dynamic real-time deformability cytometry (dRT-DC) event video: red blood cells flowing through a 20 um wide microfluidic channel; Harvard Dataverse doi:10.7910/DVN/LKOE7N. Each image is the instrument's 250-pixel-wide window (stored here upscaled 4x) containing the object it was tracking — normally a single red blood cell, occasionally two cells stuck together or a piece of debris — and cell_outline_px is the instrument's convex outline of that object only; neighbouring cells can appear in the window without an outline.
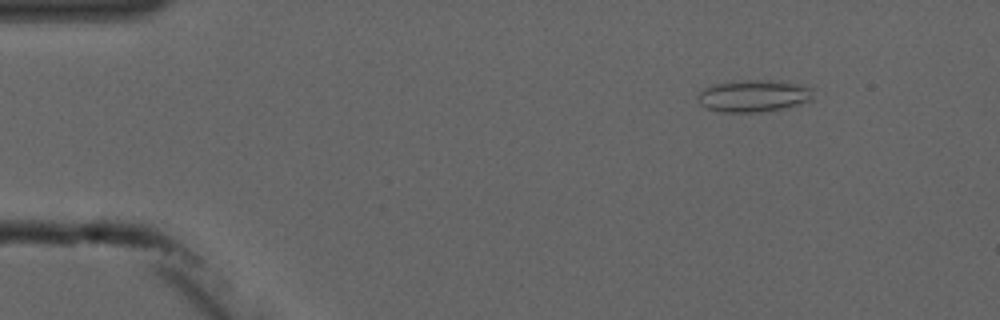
{"species": "common noctule bat (a hibernating species)", "species_latin": "Nyctalus noctula", "temperature_condition": "cold", "stored_images_in_passage": 8, "camera_frame_rate_fps": 3000, "um_per_image_px": 0.085, "animal": {"sex": "male", "forearm_length_mm": 52.5}, "frame": {"image": 1, "passage_image": 2, "time_ms": 1.333, "image_size_px": [1000, 320], "cell_outline_px": [[816, 88], [812, 100], [788, 108], [760, 112], [720, 112], [708, 108], [700, 104], [696, 96], [704, 88], [716, 84], [732, 80], [776, 80]], "centroid_in_image_um": [64.11, 8.15], "position_along_channel_um": 20.9, "area_um2": 21.96}}
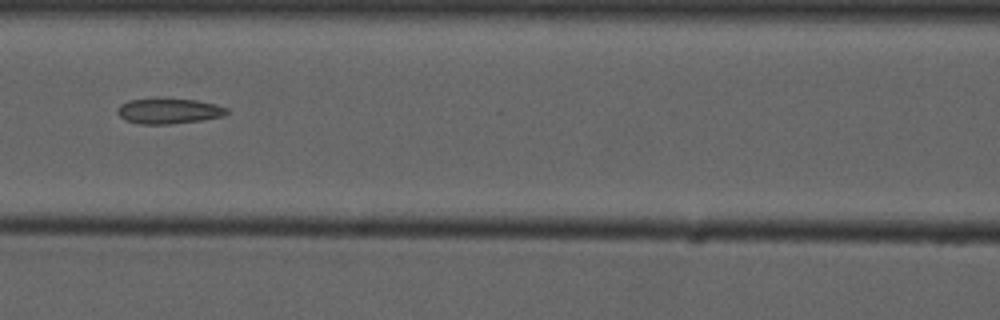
{"frame": {"image": 2, "passage_image": 6, "time_ms": 7.0, "image_size_px": [1000, 320], "cell_outline_px": [[228, 112], [224, 116], [200, 120], [172, 124], [140, 124], [124, 120], [116, 112], [116, 108], [120, 104], [128, 100], [196, 100], [216, 104], [228, 108]], "centroid_in_image_um": [14.33, 9.46], "position_along_channel_um": 152.3, "area_um2": 15.9}}
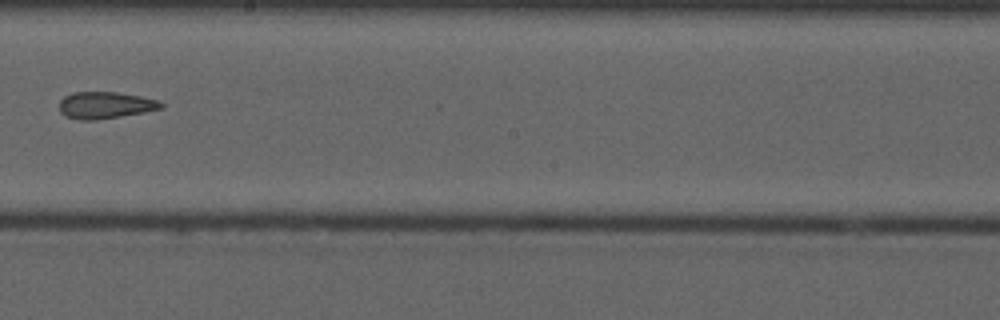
{"frame": {"image": 3, "passage_image": 8, "time_ms": 9.333, "image_size_px": [1000, 320], "cell_outline_px": [[164, 108], [144, 112], [96, 120], [80, 120], [64, 116], [60, 112], [60, 100], [64, 96], [72, 92], [116, 92], [140, 96], [160, 100], [164, 104]], "centroid_in_image_um": [8.95, 8.94], "position_along_channel_um": 239.2, "area_um2": 16.01}}